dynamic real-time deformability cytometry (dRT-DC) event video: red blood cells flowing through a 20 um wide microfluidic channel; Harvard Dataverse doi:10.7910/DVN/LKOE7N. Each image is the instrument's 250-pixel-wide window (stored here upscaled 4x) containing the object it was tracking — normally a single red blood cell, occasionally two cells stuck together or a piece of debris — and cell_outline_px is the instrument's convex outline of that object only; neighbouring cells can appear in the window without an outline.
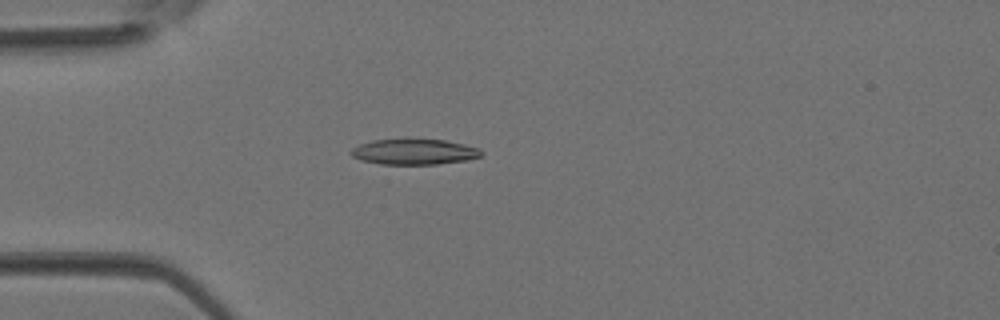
{"species": "Egyptian fruit bat (a non-hibernating species)", "species_latin": "Rousettus aegyptiacus", "temperature_condition": "room temperature", "stored_images_in_passage": 3, "camera_frame_rate_fps": 3000, "um_per_image_px": 0.085, "animal": {"sex": "female"}, "frame": {"image": 1, "passage_image": 3, "time_ms": 0.667, "image_size_px": [1000, 320], "cell_outline_px": [[484, 152], [480, 156], [468, 160], [436, 164], [380, 164], [360, 160], [352, 156], [348, 152], [352, 148], [360, 144], [372, 140], [404, 136], [444, 140], [464, 144], [480, 148]], "centroid_in_image_um": [35.17, 12.86], "position_along_channel_um": 49.8, "area_um2": 20.35}}